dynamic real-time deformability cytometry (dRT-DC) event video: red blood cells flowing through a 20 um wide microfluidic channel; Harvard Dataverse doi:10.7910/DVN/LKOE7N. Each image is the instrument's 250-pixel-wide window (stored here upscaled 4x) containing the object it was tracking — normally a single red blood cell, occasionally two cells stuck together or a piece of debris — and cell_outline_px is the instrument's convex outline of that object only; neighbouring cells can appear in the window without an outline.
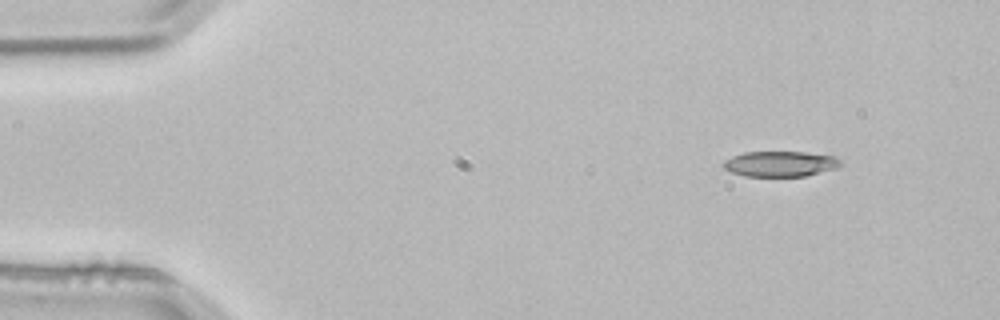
{"species": "common noctule bat (a hibernating species)", "species_latin": "Nyctalus noctula", "temperature_condition": "room temperature", "stored_images_in_passage": 3, "segment_of_instrument_passage": [1, 2], "camera_frame_rate_fps": 3000, "um_per_image_px": 0.085, "animal": {"sex": "male", "body_mass_g": 21.5, "forearm_length_mm": 52.0}, "frame": {"image": 1, "passage_image": 1, "time_ms": 0.0, "image_size_px": [1000, 320], "cell_outline_px": [[840, 164], [836, 168], [804, 176], [744, 176], [732, 172], [724, 168], [724, 160], [732, 156], [744, 152], [808, 152], [836, 156], [840, 160]], "centroid_in_image_um": [66.32, 13.92], "position_along_channel_um": 18.7, "area_um2": 17.28}}